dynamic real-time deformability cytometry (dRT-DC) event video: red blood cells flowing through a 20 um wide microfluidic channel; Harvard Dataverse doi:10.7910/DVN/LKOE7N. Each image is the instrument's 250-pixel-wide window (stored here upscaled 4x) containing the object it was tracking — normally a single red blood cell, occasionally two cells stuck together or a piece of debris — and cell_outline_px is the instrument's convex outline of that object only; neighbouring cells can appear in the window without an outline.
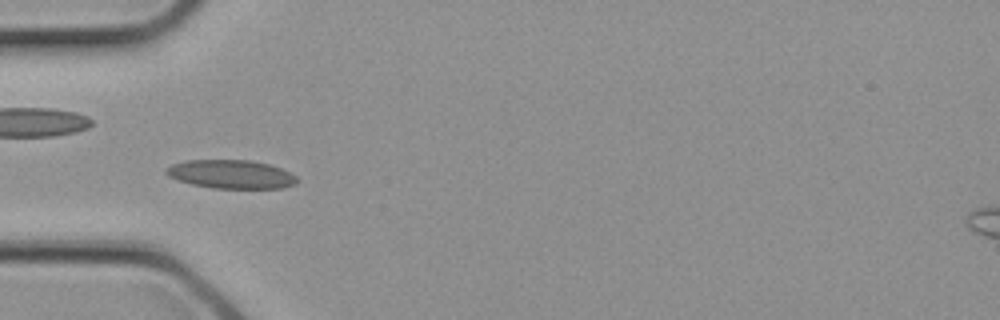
{"species": "common noctule bat (a hibernating species)", "species_latin": "Nyctalus noctula", "temperature_condition": "cold", "stored_images_in_passage": 2, "camera_frame_rate_fps": 3000, "um_per_image_px": 0.085, "animal": {"sex": "female", "body_mass_g": 21.9}, "frame": {"image": 1, "passage_image": 2, "time_ms": 0.333, "image_size_px": [1000, 320], "cell_outline_px": [[300, 180], [296, 184], [280, 188], [212, 188], [192, 184], [176, 180], [168, 176], [164, 172], [164, 168], [172, 164], [184, 160], [248, 160], [268, 164], [280, 168], [296, 176]], "centroid_in_image_um": [19.6, 14.81], "position_along_channel_um": 65.4, "area_um2": 21.91}}